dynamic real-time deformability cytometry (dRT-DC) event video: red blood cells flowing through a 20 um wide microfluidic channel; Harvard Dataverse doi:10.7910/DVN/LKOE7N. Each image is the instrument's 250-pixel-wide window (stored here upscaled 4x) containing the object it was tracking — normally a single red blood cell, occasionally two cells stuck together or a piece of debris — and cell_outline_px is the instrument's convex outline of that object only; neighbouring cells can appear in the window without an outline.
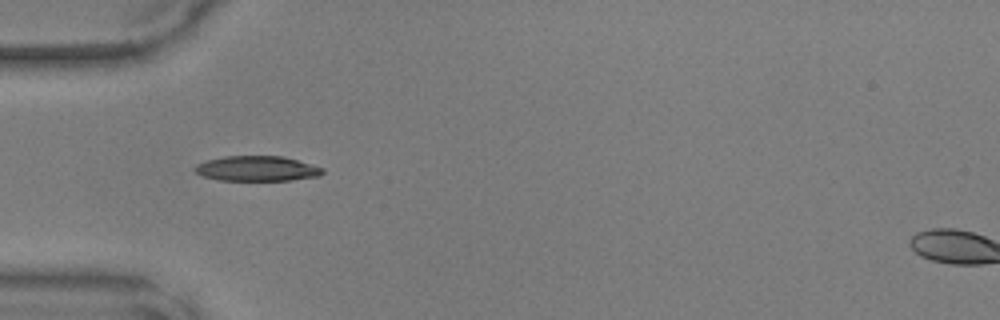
{"species": "common noctule bat (a hibernating species)", "species_latin": "Nyctalus noctula", "temperature_condition": "warm", "stored_images_in_passage": 17, "camera_frame_rate_fps": 3000, "um_per_image_px": 0.085, "animal": {"sex": "male", "body_mass_g": 17.9, "forearm_length_mm": 54.2}, "frame": {"image": 1, "passage_image": 1, "time_ms": 0.0, "image_size_px": [1000, 320], "cell_outline_px": [[324, 172], [320, 176], [292, 180], [220, 180], [204, 176], [196, 172], [192, 168], [196, 164], [208, 160], [224, 156], [284, 156], [324, 168]], "centroid_in_image_um": [21.86, 14.32], "position_along_channel_um": 63.1, "area_um2": 18.67}}
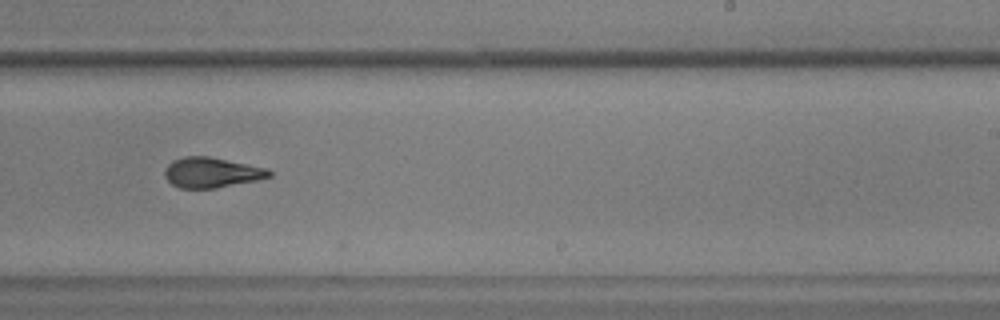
{"frame": {"image": 2, "passage_image": 16, "time_ms": 5.0, "image_size_px": [1000, 320], "cell_outline_px": [[272, 176], [256, 180], [216, 188], [180, 188], [172, 184], [164, 176], [164, 172], [168, 164], [172, 160], [184, 156], [208, 156], [268, 168], [272, 172]], "centroid_in_image_um": [17.98, 14.66], "position_along_channel_um": 271.0, "area_um2": 18.38}}